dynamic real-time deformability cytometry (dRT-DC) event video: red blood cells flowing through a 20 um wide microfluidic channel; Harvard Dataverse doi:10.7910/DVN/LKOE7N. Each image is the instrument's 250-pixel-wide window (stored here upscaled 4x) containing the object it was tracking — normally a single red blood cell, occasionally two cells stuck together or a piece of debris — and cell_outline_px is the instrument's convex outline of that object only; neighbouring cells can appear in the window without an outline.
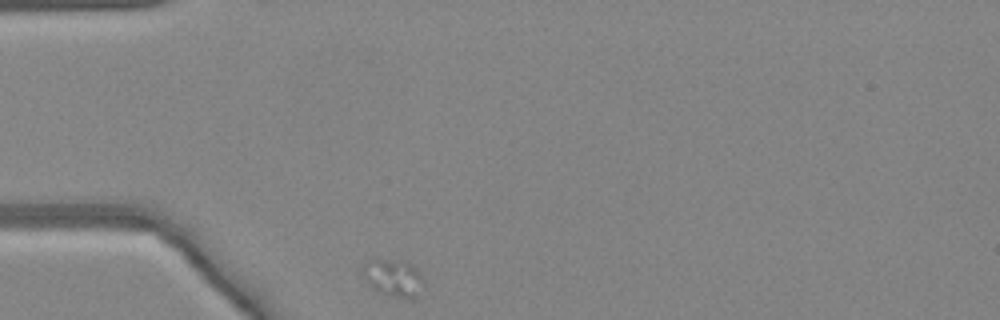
{"species": "common noctule bat (a hibernating species)", "species_latin": "Nyctalus noctula", "temperature_condition": "warm", "stored_images_in_passage": 14, "camera_frame_rate_fps": 3000, "um_per_image_px": 0.085, "animal": {"sex": "female", "body_mass_g": 24.6, "forearm_length_mm": 56.2}, "frame": {"image": 1, "passage_image": 1, "time_ms": 0.0, "image_size_px": [1000, 320], "cell_outline_px": [[424, 280], [416, 296], [412, 300], [408, 300], [380, 292], [368, 284], [364, 276], [364, 264], [376, 260], [400, 260], [412, 264], [420, 272]], "centroid_in_image_um": [33.49, 23.63], "position_along_channel_um": 51.5, "area_um2": 12.89}}